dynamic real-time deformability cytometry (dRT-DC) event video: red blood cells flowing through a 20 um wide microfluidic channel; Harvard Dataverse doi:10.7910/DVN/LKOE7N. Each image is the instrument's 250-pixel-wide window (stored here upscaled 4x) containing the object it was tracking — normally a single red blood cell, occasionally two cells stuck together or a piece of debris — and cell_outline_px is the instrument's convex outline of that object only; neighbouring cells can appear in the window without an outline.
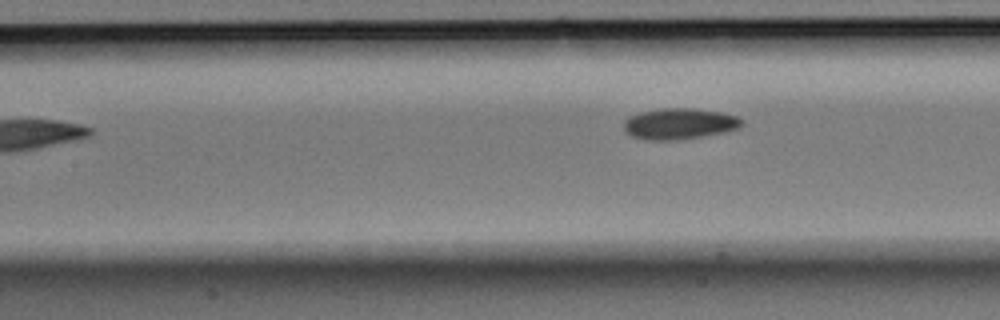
{"species": "Egyptian fruit bat (a non-hibernating species)", "species_latin": "Rousettus aegyptiacus", "temperature_condition": "room temperature", "stored_images_in_passage": 4, "camera_frame_rate_fps": 3000, "um_per_image_px": 0.085, "animal": {"sex": "male"}, "frame": {"image": 1, "passage_image": 4, "time_ms": 1.0, "image_size_px": [1000, 320], "cell_outline_px": [[744, 124], [740, 128], [724, 132], [676, 140], [644, 140], [632, 136], [624, 128], [624, 120], [628, 116], [640, 112], [664, 108], [692, 108], [720, 112], [736, 116], [744, 120]], "centroid_in_image_um": [57.75, 10.51], "position_along_channel_um": 149.6, "area_um2": 21.33}}